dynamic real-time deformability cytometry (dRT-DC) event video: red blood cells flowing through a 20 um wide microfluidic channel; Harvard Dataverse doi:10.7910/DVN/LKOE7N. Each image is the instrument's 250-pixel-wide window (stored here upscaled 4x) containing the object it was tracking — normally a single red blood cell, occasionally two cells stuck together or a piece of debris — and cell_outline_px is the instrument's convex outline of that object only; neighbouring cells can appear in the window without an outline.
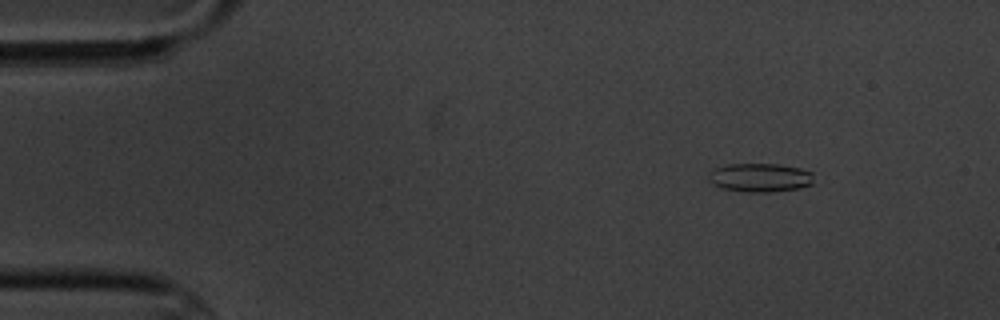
{"species": "common noctule bat (a hibernating species)", "species_latin": "Nyctalus noctula", "temperature_condition": "cold", "stored_images_in_passage": 9, "camera_frame_rate_fps": 3000, "um_per_image_px": 0.085, "animal": {"sex": "male", "body_mass_g": 20.1, "forearm_length_mm": 53.5}, "frame": {"image": 1, "passage_image": 2, "time_ms": 1.333, "image_size_px": [1000, 320], "cell_outline_px": [[812, 184], [800, 188], [772, 192], [740, 192], [724, 188], [712, 184], [708, 180], [708, 172], [716, 168], [728, 164], [780, 164], [800, 168], [812, 172]], "centroid_in_image_um": [64.59, 15.1], "position_along_channel_um": 20.4, "area_um2": 17.74}}
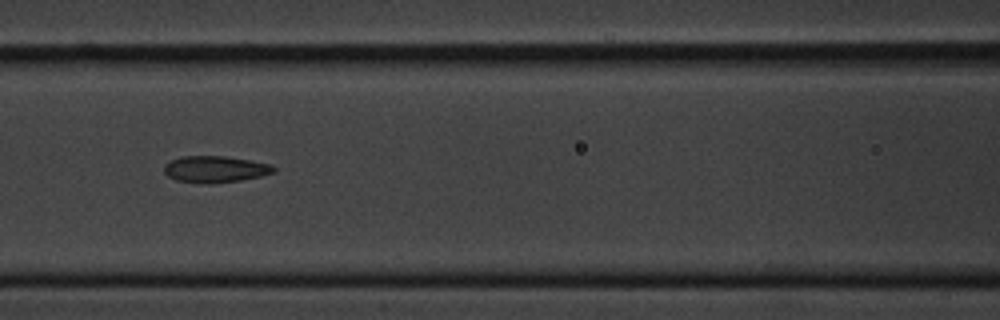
{"frame": {"image": 2, "passage_image": 7, "time_ms": 7.333, "image_size_px": [1000, 320], "cell_outline_px": [[276, 172], [260, 176], [240, 180], [176, 180], [168, 176], [164, 172], [164, 164], [168, 160], [180, 156], [224, 156], [272, 164], [276, 168]], "centroid_in_image_um": [18.3, 14.31], "position_along_channel_um": 148.3, "area_um2": 16.13}}
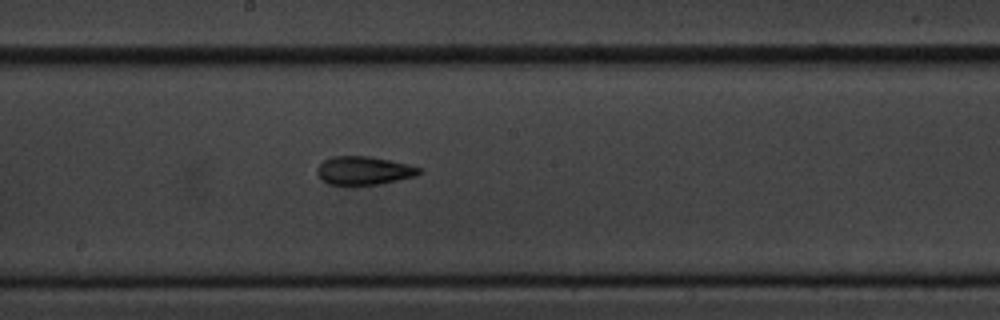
{"frame": {"image": 3, "passage_image": 9, "time_ms": 9.333, "image_size_px": [1000, 320], "cell_outline_px": [[420, 172], [416, 176], [380, 184], [328, 184], [316, 172], [316, 168], [324, 160], [332, 156], [368, 156], [408, 164], [420, 168]], "centroid_in_image_um": [30.92, 14.49], "position_along_channel_um": 217.3, "area_um2": 16.59}}